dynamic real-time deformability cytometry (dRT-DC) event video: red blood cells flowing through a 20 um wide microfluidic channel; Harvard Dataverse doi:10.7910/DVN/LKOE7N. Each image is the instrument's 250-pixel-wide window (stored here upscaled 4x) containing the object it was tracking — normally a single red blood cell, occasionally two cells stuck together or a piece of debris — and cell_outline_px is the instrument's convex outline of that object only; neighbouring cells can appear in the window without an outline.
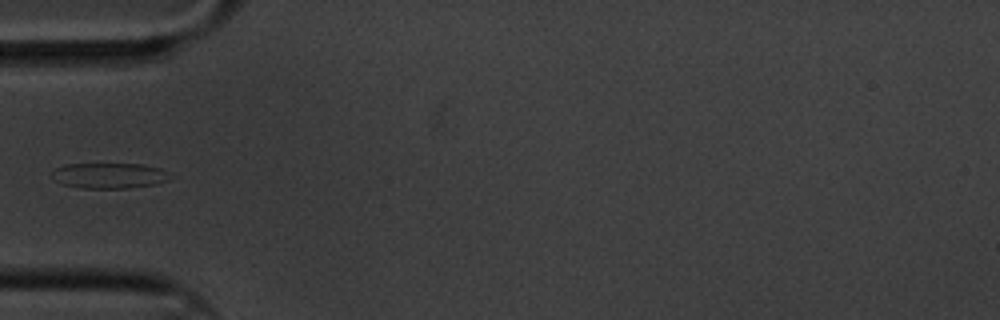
{"species": "common noctule bat (a hibernating species)", "species_latin": "Nyctalus noctula", "temperature_condition": "cold", "stored_images_in_passage": 9, "camera_frame_rate_fps": 3000, "um_per_image_px": 0.085, "animal": {"sex": "male", "body_mass_g": 20.1, "forearm_length_mm": 53.5}, "frame": {"image": 1, "passage_image": 4, "time_ms": 1.0, "image_size_px": [1000, 320], "cell_outline_px": [[172, 176], [168, 180], [156, 184], [128, 188], [80, 188], [64, 184], [48, 176], [56, 168], [68, 164], [144, 164], [160, 168], [168, 172]], "centroid_in_image_um": [9.3, 14.92], "position_along_channel_um": 75.7, "area_um2": 17.63}}
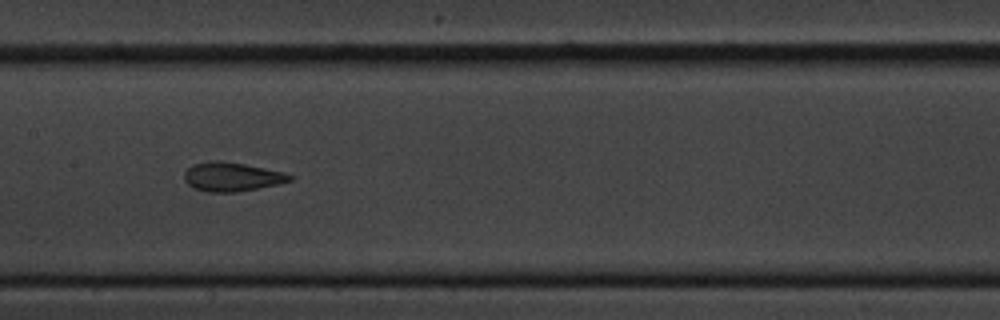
{"frame": {"image": 2, "passage_image": 7, "time_ms": 2.0, "image_size_px": [1000, 320], "cell_outline_px": [[296, 176], [292, 180], [276, 184], [236, 192], [208, 192], [192, 188], [184, 180], [184, 172], [192, 164], [208, 160], [216, 160], [244, 164], [284, 172]], "centroid_in_image_um": [19.67, 15.02], "position_along_channel_um": 187.7, "area_um2": 17.86}}
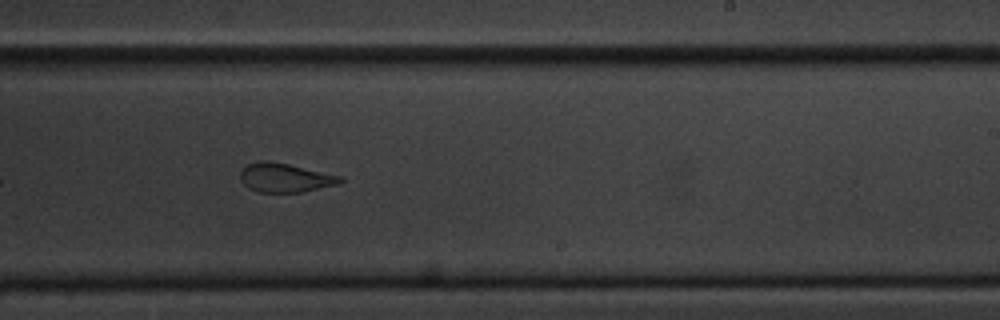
{"frame": {"image": 3, "passage_image": 9, "time_ms": 2.667, "image_size_px": [1000, 320], "cell_outline_px": [[344, 180], [340, 184], [304, 192], [260, 192], [248, 188], [240, 180], [240, 172], [248, 164], [264, 160], [268, 160], [288, 164], [340, 176]], "centroid_in_image_um": [24.23, 15.12], "position_along_channel_um": 264.8, "area_um2": 16.82}}